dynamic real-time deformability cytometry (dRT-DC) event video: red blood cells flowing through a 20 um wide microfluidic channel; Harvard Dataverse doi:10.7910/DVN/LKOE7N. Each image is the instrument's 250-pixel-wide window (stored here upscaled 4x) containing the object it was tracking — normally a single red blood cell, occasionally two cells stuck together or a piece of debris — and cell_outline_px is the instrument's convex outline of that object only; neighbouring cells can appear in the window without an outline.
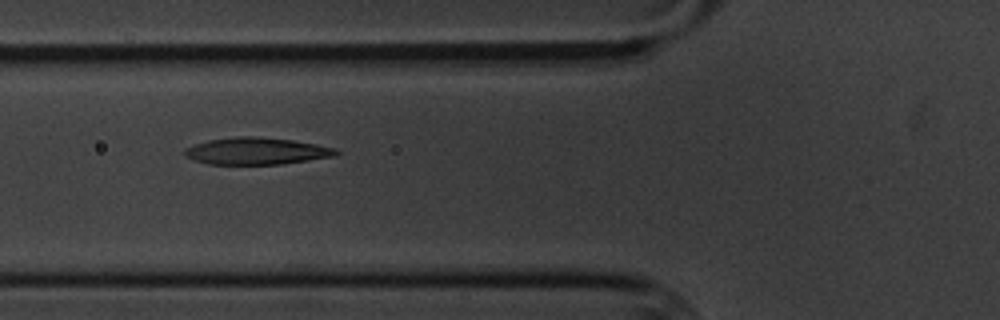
{"species": "common noctule bat (a hibernating species)", "species_latin": "Nyctalus noctula", "temperature_condition": "cold", "stored_images_in_passage": 5, "camera_frame_rate_fps": 3000, "um_per_image_px": 0.085, "animal": {"sex": "male", "body_mass_g": 20.1, "forearm_length_mm": 53.5}, "frame": {"image": 1, "passage_image": 4, "time_ms": 3.667, "image_size_px": [1000, 320], "cell_outline_px": [[340, 152], [336, 156], [280, 164], [208, 164], [192, 160], [184, 156], [184, 148], [208, 140], [236, 136], [252, 136], [292, 140], [316, 144], [336, 148]], "centroid_in_image_um": [21.78, 12.84], "position_along_channel_um": 104.0, "area_um2": 23.81}}
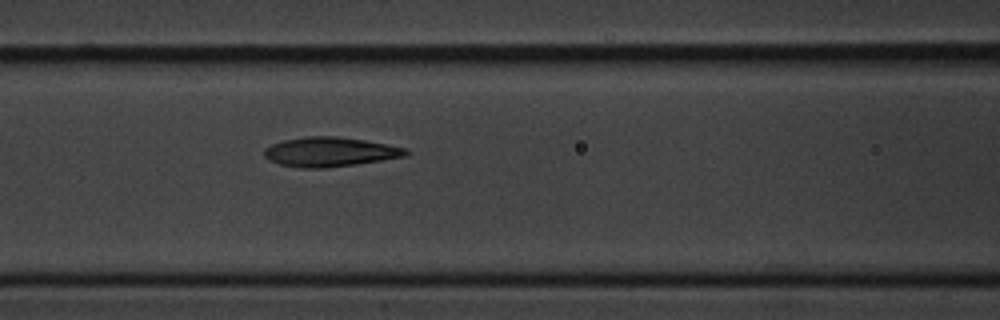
{"frame": {"image": 2, "passage_image": 5, "time_ms": 4.667, "image_size_px": [1000, 320], "cell_outline_px": [[412, 152], [408, 156], [356, 164], [324, 168], [300, 168], [280, 164], [268, 160], [264, 156], [264, 148], [272, 144], [284, 140], [308, 136], [336, 136], [364, 140], [404, 148]], "centroid_in_image_um": [28.04, 12.92], "position_along_channel_um": 138.6, "area_um2": 24.28}}